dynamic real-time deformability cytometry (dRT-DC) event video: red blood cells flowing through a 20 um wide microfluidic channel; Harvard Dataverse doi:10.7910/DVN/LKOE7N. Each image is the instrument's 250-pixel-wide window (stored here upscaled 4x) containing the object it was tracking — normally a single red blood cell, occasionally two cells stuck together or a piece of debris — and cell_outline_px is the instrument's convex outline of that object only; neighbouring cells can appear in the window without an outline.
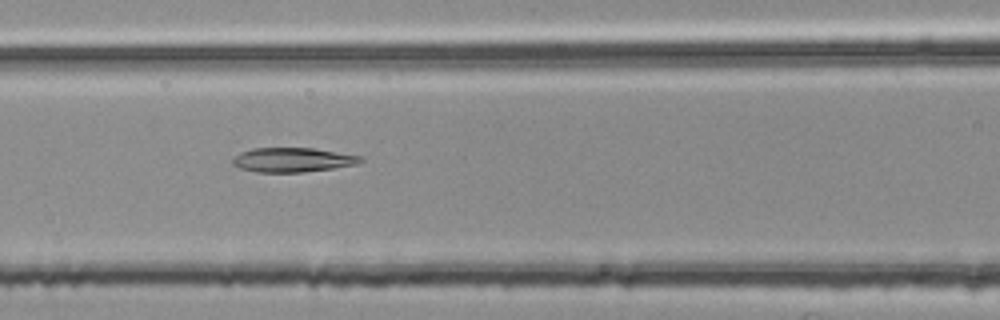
{"species": "common noctule bat (a hibernating species)", "species_latin": "Nyctalus noctula", "temperature_condition": "room temperature", "stored_images_in_passage": 44, "camera_frame_rate_fps": 3000, "um_per_image_px": 0.085, "animal": {"sex": "female", "body_mass_g": 25.1}, "frame": {"image": 1, "passage_image": 13, "time_ms": 4.0, "image_size_px": [1000, 320], "cell_outline_px": [[364, 160], [356, 164], [332, 168], [304, 172], [256, 172], [240, 168], [232, 164], [232, 160], [240, 152], [252, 148], [312, 148], [364, 156]], "centroid_in_image_um": [24.88, 13.58], "position_along_channel_um": 141.7, "area_um2": 18.15}}
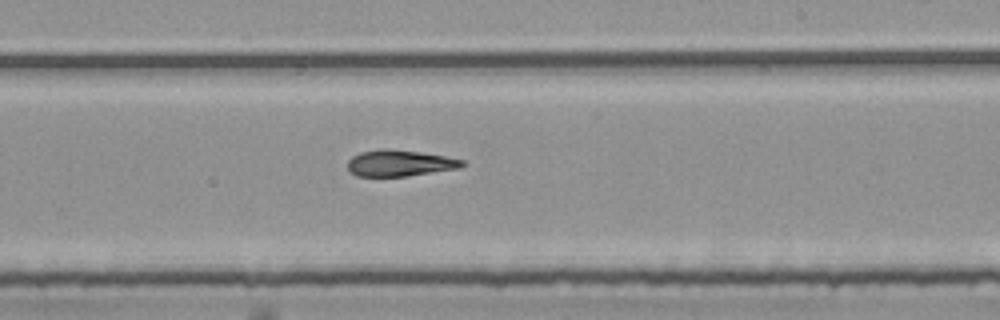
{"frame": {"image": 2, "passage_image": 22, "time_ms": 7.0, "image_size_px": [1000, 320], "cell_outline_px": [[468, 164], [460, 168], [404, 176], [356, 176], [348, 168], [348, 160], [352, 156], [360, 152], [380, 148], [388, 148], [420, 152], [444, 156], [464, 160]], "centroid_in_image_um": [33.98, 13.85], "position_along_channel_um": 255.0, "area_um2": 17.57}}
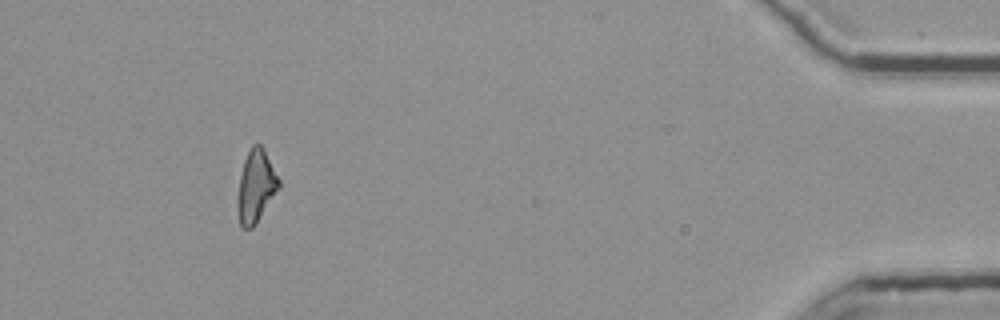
{"frame": {"image": 3, "passage_image": 40, "time_ms": 13.0, "image_size_px": [1000, 320], "cell_outline_px": [[280, 188], [256, 224], [252, 228], [244, 228], [240, 224], [236, 208], [236, 200], [240, 176], [244, 160], [252, 144], [260, 144], [264, 148], [280, 180]], "centroid_in_image_um": [21.75, 15.85], "position_along_channel_um": 413.5, "area_um2": 17.63}, "authors_computed_cell_mechanics": {"area_um2": 17.9758, "velocity_mm_per_s": 3.7862, "shape_relaxation_time_tau1_ms": null, "shape_relaxation_time_tau2_ms": 4.5487, "deformation_change_tau1": null, "deformation_change_tau2": 0.1399}}